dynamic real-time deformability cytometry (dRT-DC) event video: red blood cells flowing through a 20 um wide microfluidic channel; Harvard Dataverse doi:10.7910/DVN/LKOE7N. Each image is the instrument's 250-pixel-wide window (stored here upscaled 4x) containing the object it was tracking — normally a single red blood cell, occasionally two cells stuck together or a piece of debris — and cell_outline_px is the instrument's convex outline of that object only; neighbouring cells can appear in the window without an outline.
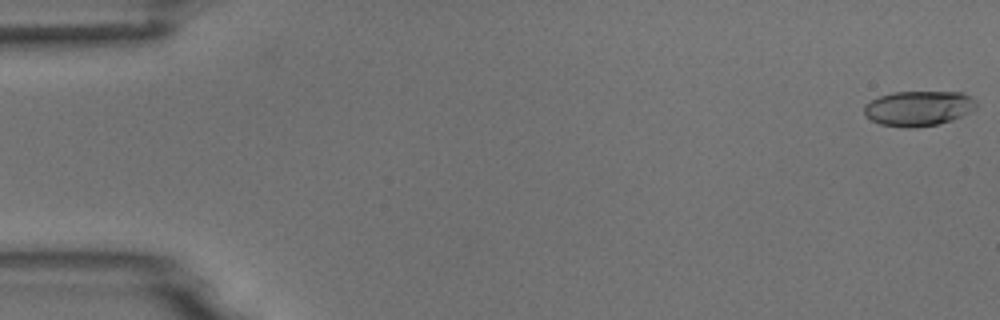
{"species": "common noctule bat (a hibernating species)", "species_latin": "Nyctalus noctula", "temperature_condition": "room temperature", "stored_images_in_passage": 7, "camera_frame_rate_fps": 3000, "um_per_image_px": 0.085, "animal": {"sex": "male", "body_mass_g": 18.8}, "frame": {"image": 1, "passage_image": 1, "time_ms": 0.0, "image_size_px": [1000, 320], "cell_outline_px": [[976, 108], [952, 120], [936, 124], [912, 128], [904, 128], [880, 124], [864, 116], [864, 104], [880, 96], [892, 92], [964, 92], [976, 100]], "centroid_in_image_um": [78.05, 9.2], "position_along_channel_um": 6.9, "area_um2": 22.95}}
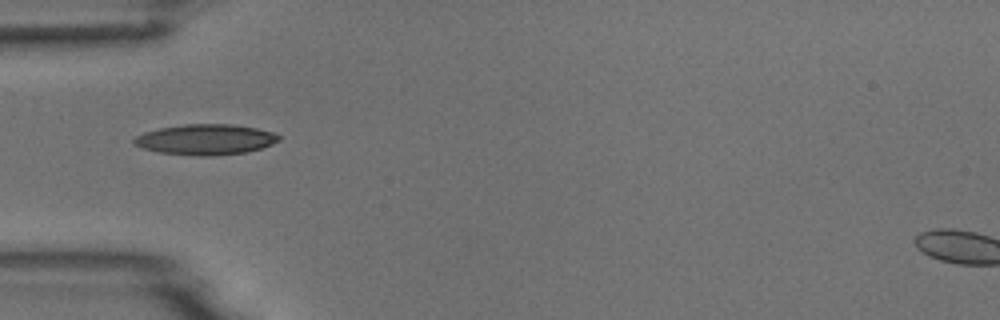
{"frame": {"image": 2, "passage_image": 5, "time_ms": 5.333, "image_size_px": [1000, 320], "cell_outline_px": [[280, 140], [272, 144], [248, 152], [212, 156], [196, 156], [160, 152], [144, 148], [136, 144], [132, 140], [136, 136], [144, 132], [160, 128], [184, 124], [232, 124], [256, 128], [276, 132], [280, 136]], "centroid_in_image_um": [17.52, 11.85], "position_along_channel_um": 67.5, "area_um2": 25.78}}
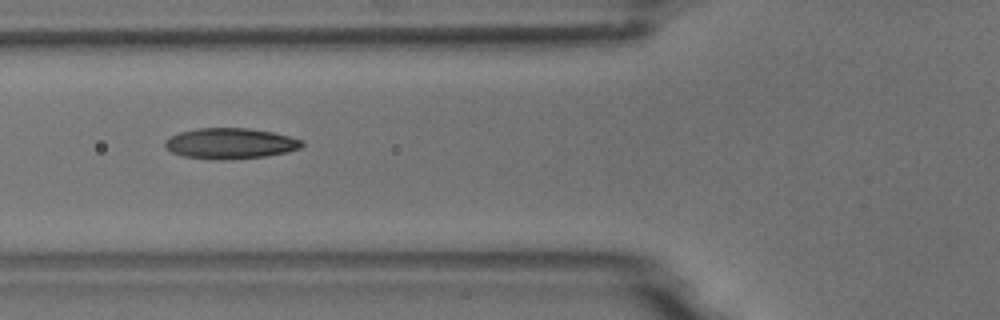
{"frame": {"image": 3, "passage_image": 6, "time_ms": 6.333, "image_size_px": [1000, 320], "cell_outline_px": [[304, 144], [300, 148], [288, 152], [264, 156], [224, 160], [220, 160], [180, 156], [172, 152], [164, 144], [164, 140], [180, 132], [196, 128], [248, 128], [272, 132], [304, 140]], "centroid_in_image_um": [19.58, 12.19], "position_along_channel_um": 106.2, "area_um2": 24.51}}